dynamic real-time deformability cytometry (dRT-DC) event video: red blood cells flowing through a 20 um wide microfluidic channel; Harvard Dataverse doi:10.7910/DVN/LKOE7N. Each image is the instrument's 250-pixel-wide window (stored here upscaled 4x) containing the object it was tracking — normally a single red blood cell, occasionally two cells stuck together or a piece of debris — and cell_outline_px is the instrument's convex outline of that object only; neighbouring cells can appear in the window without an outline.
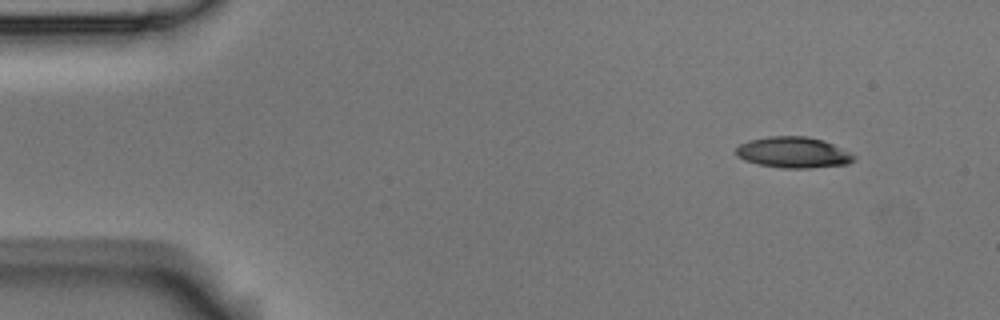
{"species": "Egyptian fruit bat (a non-hibernating species)", "species_latin": "Rousettus aegyptiacus", "temperature_condition": "room temperature", "stored_images_in_passage": 52, "camera_frame_rate_fps": 3000, "um_per_image_px": 0.085, "animal": {"sex": "male"}, "frame": {"image": 1, "passage_image": 1, "time_ms": 0.0, "image_size_px": [1000, 320], "cell_outline_px": [[856, 160], [848, 164], [808, 168], [780, 168], [756, 164], [744, 160], [736, 156], [736, 148], [740, 144], [748, 140], [768, 136], [808, 136], [824, 140], [856, 156]], "centroid_in_image_um": [67.41, 12.96], "position_along_channel_um": 17.6, "area_um2": 21.44}}
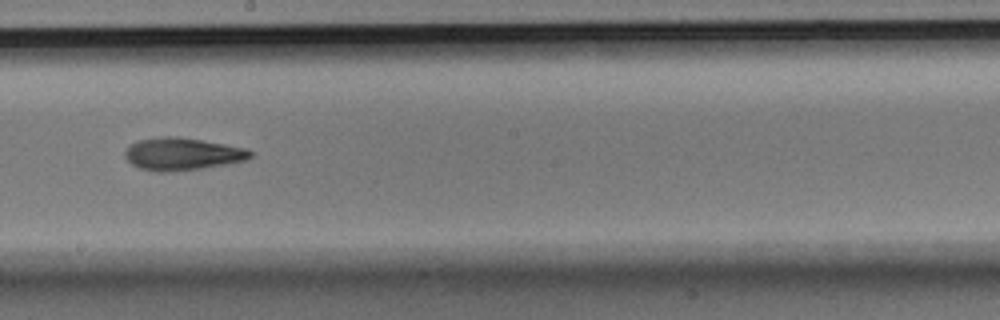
{"frame": {"image": 2, "passage_image": 27, "time_ms": 8.667, "image_size_px": [1000, 320], "cell_outline_px": [[252, 156], [248, 160], [228, 164], [204, 168], [168, 172], [156, 172], [140, 168], [132, 164], [124, 156], [124, 152], [136, 140], [164, 136], [176, 136], [248, 148], [252, 152]], "centroid_in_image_um": [15.52, 13.09], "position_along_channel_um": 232.7, "area_um2": 23.81}}
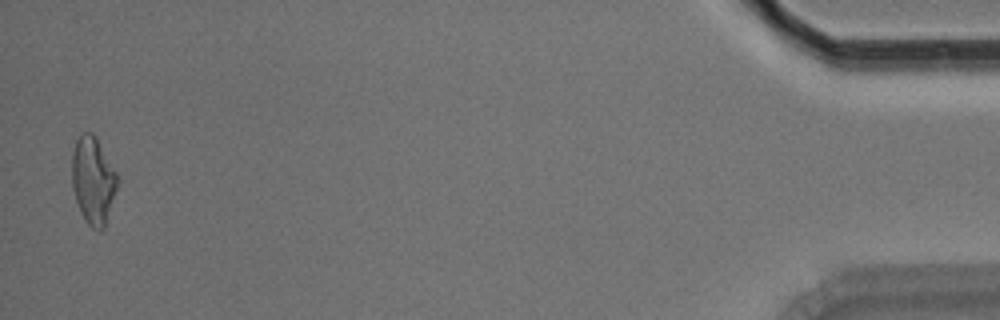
{"frame": {"image": 3, "passage_image": 51, "time_ms": 16.667, "image_size_px": [1000, 320], "cell_outline_px": [[120, 180], [104, 228], [100, 232], [92, 228], [84, 220], [80, 212], [72, 188], [72, 152], [76, 140], [80, 132], [92, 132], [96, 136], [116, 172]], "centroid_in_image_um": [7.91, 15.33], "position_along_channel_um": 427.3, "area_um2": 23.47}, "authors_computed_cell_mechanics": {"area_um2": 22.831, "velocity_mm_per_s": 3.5576, "shape_relaxation_time_tau1_ms": 9.3234, "shape_relaxation_time_tau2_ms": 6.9696, "deformation_change_tau1": 0.2202, "deformation_change_tau2": 0.1825}}